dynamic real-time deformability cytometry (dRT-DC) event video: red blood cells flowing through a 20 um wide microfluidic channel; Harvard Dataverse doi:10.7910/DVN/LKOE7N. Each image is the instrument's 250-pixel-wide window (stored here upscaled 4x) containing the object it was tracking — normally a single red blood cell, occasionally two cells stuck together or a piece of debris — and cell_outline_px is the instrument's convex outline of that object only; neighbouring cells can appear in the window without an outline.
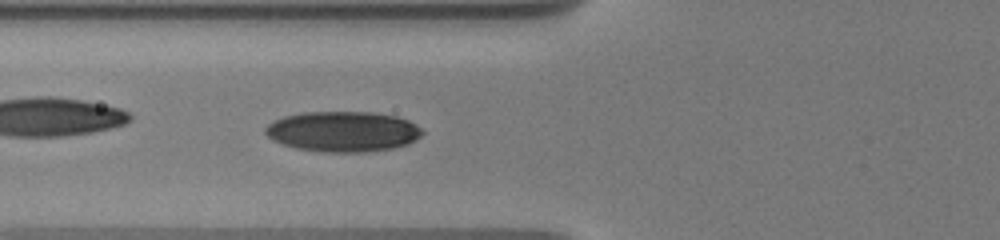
{"species": "human", "species_latin": "Homo sapiens", "temperature_condition": "warm", "stored_images_in_passage": 44, "camera_frame_rate_fps": 3000, "um_per_image_px": 0.085, "donor": {"sex": "male"}, "frame": {"image": 1, "passage_image": 19, "time_ms": 7.333, "image_size_px": [1000, 240], "cell_outline_px": [[424, 132], [416, 140], [408, 144], [392, 148], [364, 152], [324, 152], [296, 148], [272, 140], [264, 132], [264, 128], [268, 124], [284, 116], [300, 112], [372, 112], [396, 116], [408, 120], [416, 124]], "centroid_in_image_um": [29.15, 11.17], "position_along_channel_um": 96.7, "area_um2": 36.99}}
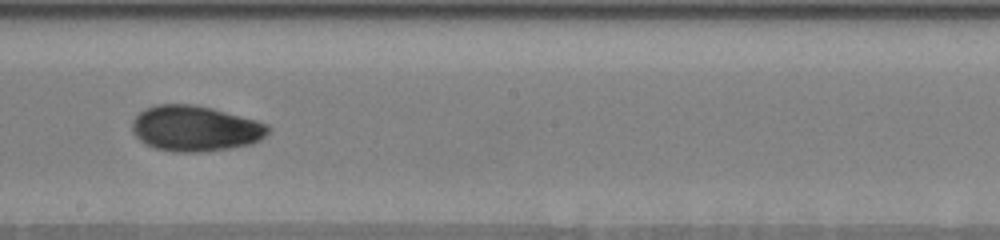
{"frame": {"image": 2, "passage_image": 27, "time_ms": 11.0, "image_size_px": [1000, 240], "cell_outline_px": [[272, 128], [260, 140], [252, 144], [228, 148], [200, 152], [172, 152], [156, 148], [140, 140], [132, 132], [132, 120], [144, 108], [156, 104], [196, 104], [212, 108], [256, 120], [268, 124]], "centroid_in_image_um": [16.59, 10.91], "position_along_channel_um": 231.6, "area_um2": 36.24}}
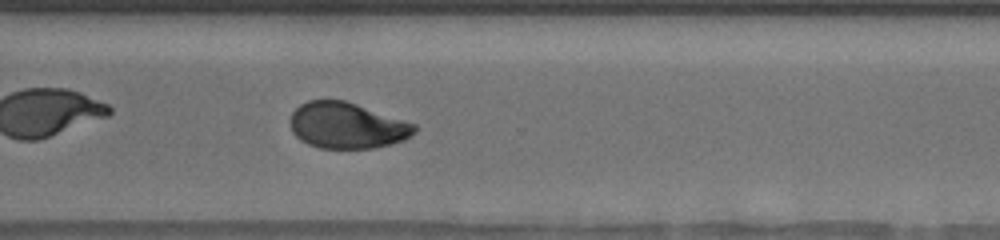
{"frame": {"image": 3, "passage_image": 41, "time_ms": 14.0, "image_size_px": [1000, 240], "cell_outline_px": [[416, 132], [404, 140], [372, 148], [320, 148], [308, 144], [300, 140], [292, 132], [292, 112], [300, 104], [308, 100], [348, 100], [416, 124]], "centroid_in_image_um": [29.51, 10.65], "position_along_channel_um": 341.1, "area_um2": 33.35}}